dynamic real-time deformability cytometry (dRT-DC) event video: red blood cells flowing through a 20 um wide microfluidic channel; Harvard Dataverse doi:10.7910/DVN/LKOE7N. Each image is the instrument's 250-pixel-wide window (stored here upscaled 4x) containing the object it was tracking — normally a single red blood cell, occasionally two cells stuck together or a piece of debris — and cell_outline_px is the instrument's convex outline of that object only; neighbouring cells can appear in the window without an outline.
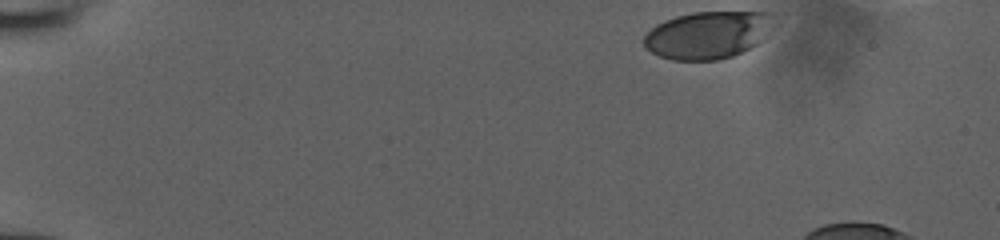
{"species": "human", "species_latin": "Homo sapiens", "temperature_condition": "room temperature", "stored_images_in_passage": 12, "camera_frame_rate_fps": 3000, "um_per_image_px": 0.085, "donor": {"sex": "male"}, "frame": {"image": 1, "passage_image": 1, "time_ms": 0.0, "image_size_px": [1000, 240], "cell_outline_px": [[780, 24], [756, 44], [732, 56], [716, 60], [672, 60], [660, 56], [652, 52], [644, 44], [644, 36], [656, 24], [664, 20], [676, 16], [692, 12], [776, 12]], "centroid_in_image_um": [60.28, 2.93], "position_along_channel_um": 24.7, "area_um2": 36.41}}